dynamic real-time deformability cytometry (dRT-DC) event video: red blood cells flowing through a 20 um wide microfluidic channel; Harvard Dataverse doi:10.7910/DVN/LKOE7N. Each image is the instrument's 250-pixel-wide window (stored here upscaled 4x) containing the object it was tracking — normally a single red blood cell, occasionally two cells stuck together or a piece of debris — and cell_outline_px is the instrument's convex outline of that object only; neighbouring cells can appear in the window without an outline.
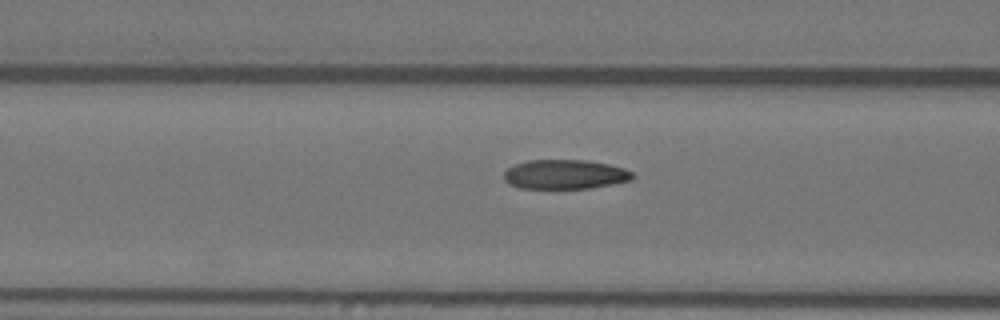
{"species": "Egyptian fruit bat (a non-hibernating species)", "species_latin": "Rousettus aegyptiacus", "temperature_condition": "warm", "stored_images_in_passage": 43, "camera_frame_rate_fps": 3000, "um_per_image_px": 0.085, "animal": {"sex": "female"}, "frame": {"image": 1, "passage_image": 10, "time_ms": 3.0, "image_size_px": [1000, 320], "cell_outline_px": [[636, 176], [632, 180], [592, 188], [520, 188], [508, 184], [504, 180], [504, 172], [508, 168], [516, 164], [528, 160], [588, 160], [608, 164], [624, 168], [632, 172]], "centroid_in_image_um": [48.04, 14.82], "position_along_channel_um": 118.6, "area_um2": 22.14}}
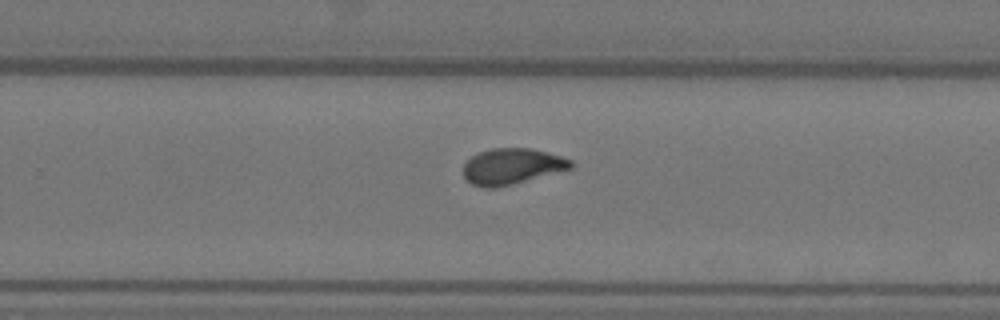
{"frame": {"image": 2, "passage_image": 24, "time_ms": 7.667, "image_size_px": [1000, 320], "cell_outline_px": [[572, 168], [512, 184], [496, 188], [484, 188], [472, 184], [464, 176], [464, 164], [472, 156], [480, 152], [492, 148], [532, 148], [560, 156], [572, 160]], "centroid_in_image_um": [43.5, 14.14], "position_along_channel_um": 286.3, "area_um2": 22.25}}
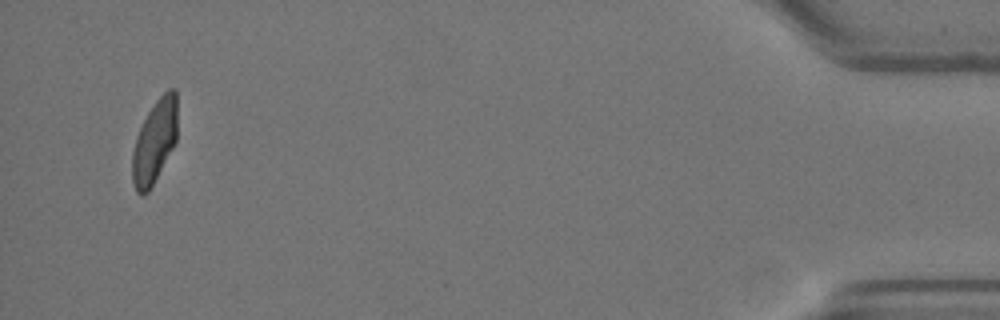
{"frame": {"image": 3, "passage_image": 42, "time_ms": 13.667, "image_size_px": [1000, 320], "cell_outline_px": [[176, 140], [172, 148], [148, 192], [140, 196], [136, 192], [132, 180], [132, 152], [136, 136], [148, 112], [156, 100], [168, 88], [176, 88]], "centroid_in_image_um": [13.12, 12.02], "position_along_channel_um": 422.1, "area_um2": 21.56}}